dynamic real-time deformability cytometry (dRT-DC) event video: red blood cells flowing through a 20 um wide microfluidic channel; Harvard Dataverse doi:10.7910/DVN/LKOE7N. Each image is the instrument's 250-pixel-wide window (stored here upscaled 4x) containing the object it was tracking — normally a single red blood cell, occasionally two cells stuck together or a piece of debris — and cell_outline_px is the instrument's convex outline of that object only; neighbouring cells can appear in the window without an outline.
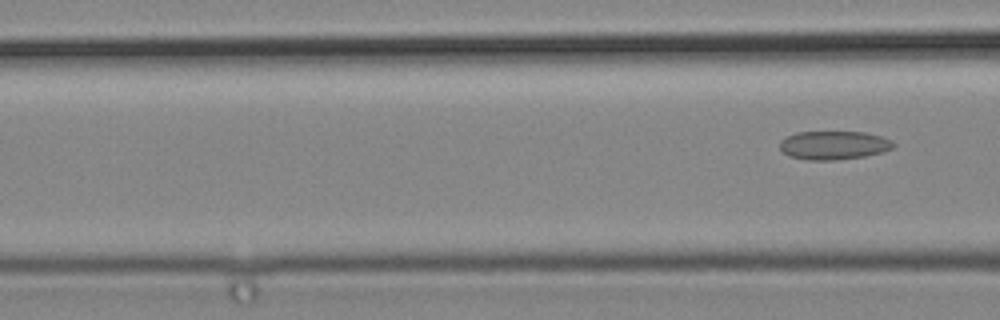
{"species": "common noctule bat (a hibernating species)", "species_latin": "Nyctalus noctula", "temperature_condition": "cold", "stored_images_in_passage": 4, "camera_frame_rate_fps": 3000, "um_per_image_px": 0.085, "animal": {"sex": "male", "body_mass_g": 19.2, "forearm_length_mm": 51.8}, "frame": {"image": 1, "passage_image": 4, "time_ms": 1.0, "image_size_px": [1000, 320], "cell_outline_px": [[896, 144], [892, 148], [884, 152], [864, 156], [836, 160], [808, 160], [788, 156], [780, 148], [780, 140], [796, 132], [864, 132], [880, 136], [892, 140]], "centroid_in_image_um": [70.88, 12.35], "position_along_channel_um": 95.7, "area_um2": 18.96}}